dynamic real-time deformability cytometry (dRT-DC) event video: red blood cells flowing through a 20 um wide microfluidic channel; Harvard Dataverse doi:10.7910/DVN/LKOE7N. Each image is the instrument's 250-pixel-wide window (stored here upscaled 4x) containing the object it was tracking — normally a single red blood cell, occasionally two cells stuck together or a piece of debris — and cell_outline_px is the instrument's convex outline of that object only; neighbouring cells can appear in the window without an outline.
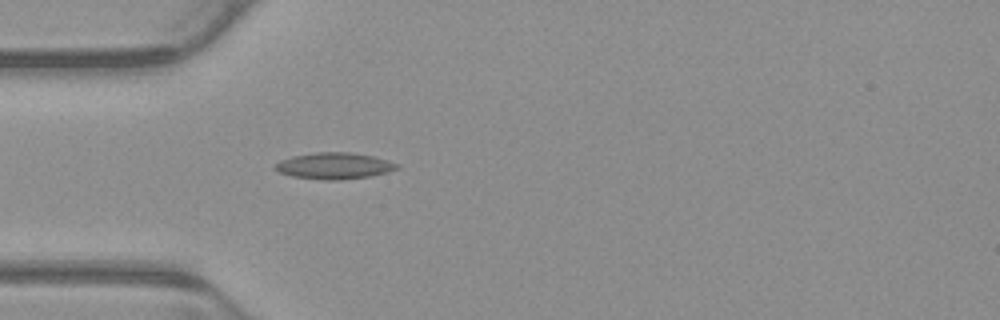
{"species": "common noctule bat (a hibernating species)", "species_latin": "Nyctalus noctula", "temperature_condition": "warm", "stored_images_in_passage": 38, "camera_frame_rate_fps": 3000, "um_per_image_px": 0.085, "animal": {"sex": "male", "body_mass_g": 23.1, "forearm_length_mm": 52.7}, "frame": {"image": 1, "passage_image": 1, "time_ms": 0.0, "image_size_px": [1000, 320], "cell_outline_px": [[400, 168], [388, 172], [372, 176], [340, 180], [324, 180], [292, 176], [280, 172], [272, 168], [280, 160], [292, 156], [316, 152], [352, 152], [372, 156], [388, 160], [400, 164]], "centroid_in_image_um": [28.44, 14.09], "position_along_channel_um": 56.6, "area_um2": 18.9}}
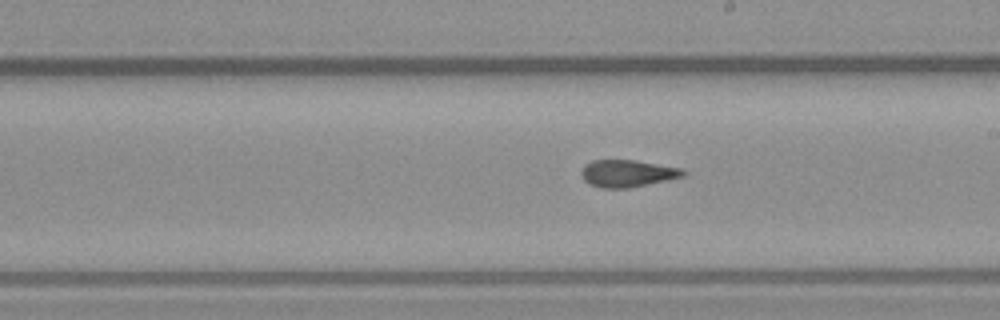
{"frame": {"image": 2, "passage_image": 15, "time_ms": 4.667, "image_size_px": [1000, 320], "cell_outline_px": [[688, 172], [684, 176], [668, 180], [628, 188], [600, 188], [588, 184], [584, 180], [580, 172], [584, 164], [592, 160], [636, 160], [684, 168]], "centroid_in_image_um": [53.35, 14.73], "position_along_channel_um": 235.7, "area_um2": 16.42}}
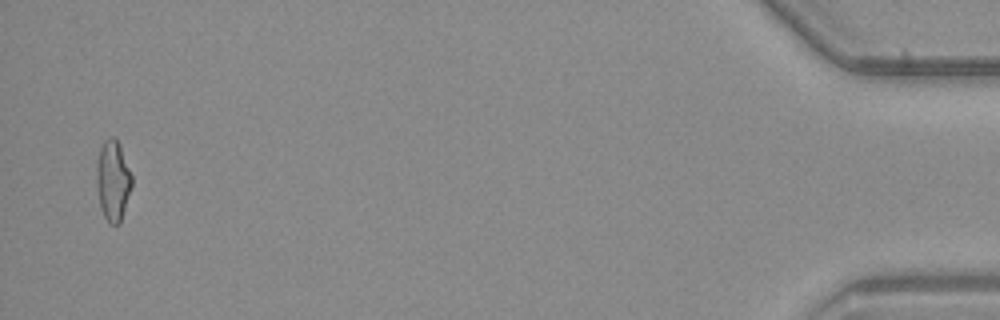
{"frame": {"image": 3, "passage_image": 37, "time_ms": 12.0, "image_size_px": [1000, 320], "cell_outline_px": [[132, 184], [120, 224], [112, 224], [104, 216], [100, 208], [96, 184], [96, 168], [100, 148], [104, 140], [108, 136], [112, 136], [120, 144], [132, 176]], "centroid_in_image_um": [9.59, 15.33], "position_along_channel_um": 425.6, "area_um2": 16.53}, "authors_computed_cell_mechanics": {"area_um2": 16.4152, "velocity_mm_per_s": 3.897, "shape_relaxation_time_tau1_ms": null, "shape_relaxation_time_tau2_ms": 2.3606, "deformation_change_tau1": null, "deformation_change_tau2": 0.0888}}